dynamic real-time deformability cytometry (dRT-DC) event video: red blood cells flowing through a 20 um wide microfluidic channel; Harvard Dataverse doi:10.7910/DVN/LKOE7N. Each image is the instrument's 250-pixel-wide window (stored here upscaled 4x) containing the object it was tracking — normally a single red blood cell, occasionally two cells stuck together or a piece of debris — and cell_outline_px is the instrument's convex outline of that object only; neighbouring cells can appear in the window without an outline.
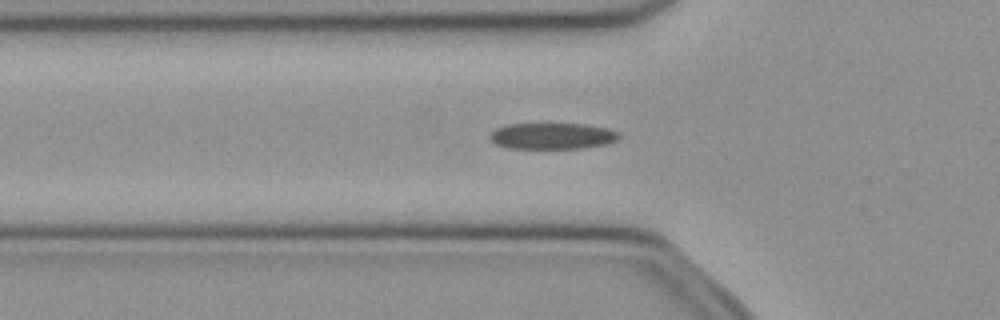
{"species": "common noctule bat (a hibernating species)", "species_latin": "Nyctalus noctula", "temperature_condition": "cold", "stored_images_in_passage": 38, "camera_frame_rate_fps": 3000, "um_per_image_px": 0.085, "animal": {"sex": "female", "body_mass_g": 21.9}, "frame": {"image": 1, "passage_image": 8, "time_ms": 2.333, "image_size_px": [1000, 320], "cell_outline_px": [[620, 136], [616, 140], [608, 144], [584, 148], [508, 148], [496, 144], [488, 136], [496, 128], [508, 124], [584, 124], [608, 128], [620, 132]], "centroid_in_image_um": [46.98, 11.56], "position_along_channel_um": 78.8, "area_um2": 19.77}}
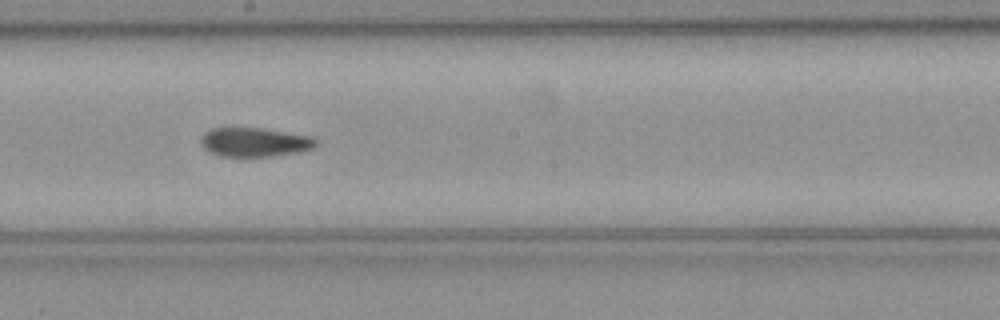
{"frame": {"image": 2, "passage_image": 19, "time_ms": 6.0, "image_size_px": [1000, 320], "cell_outline_px": [[316, 144], [312, 148], [300, 152], [272, 156], [220, 156], [208, 152], [200, 144], [200, 136], [204, 132], [212, 128], [264, 128], [308, 136], [316, 140]], "centroid_in_image_um": [21.57, 12.08], "position_along_channel_um": 226.6, "area_um2": 19.48}}
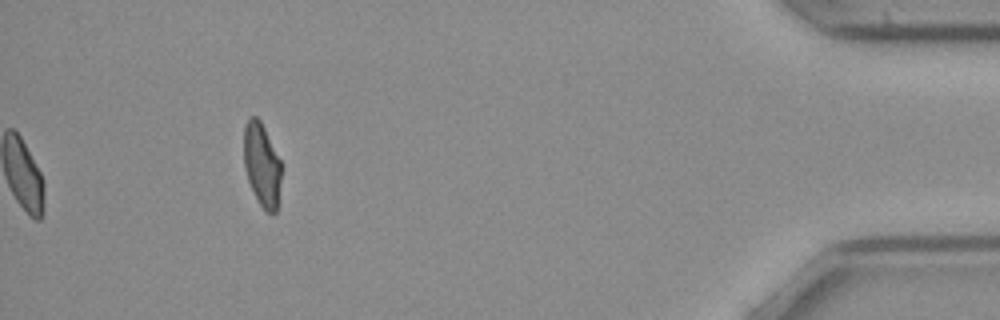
{"frame": {"image": 3, "passage_image": 38, "time_ms": 12.333, "image_size_px": [1000, 320], "cell_outline_px": [[280, 180], [276, 212], [268, 212], [260, 204], [248, 180], [244, 168], [244, 124], [252, 116], [256, 116], [260, 120], [280, 160]], "centroid_in_image_um": [22.23, 13.96], "position_along_channel_um": 413.0, "area_um2": 17.69}, "authors_computed_cell_mechanics": {"area_um2": 19.9699, "velocity_mm_per_s": 3.998, "shape_relaxation_time_tau1_ms": 5.9719, "shape_relaxation_time_tau2_ms": 2.0121, "deformation_change_tau1": 0.1706, "deformation_change_tau2": 0.0914}}